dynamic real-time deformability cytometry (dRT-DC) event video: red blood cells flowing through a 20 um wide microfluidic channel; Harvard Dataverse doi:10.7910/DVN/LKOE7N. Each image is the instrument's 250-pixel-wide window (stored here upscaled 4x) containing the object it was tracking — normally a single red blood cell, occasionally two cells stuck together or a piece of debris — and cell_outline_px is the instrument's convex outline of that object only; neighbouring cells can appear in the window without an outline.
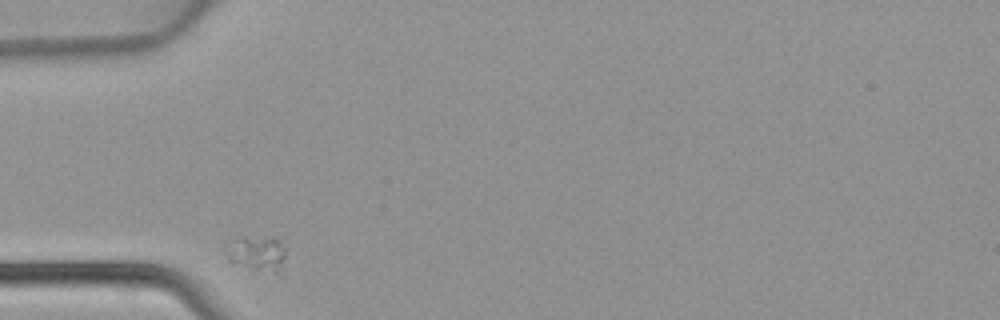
{"species": "common noctule bat (a hibernating species)", "species_latin": "Nyctalus noctula", "temperature_condition": "warm", "stored_images_in_passage": 2, "camera_frame_rate_fps": 3000, "um_per_image_px": 0.085, "animal": {"sex": "female", "body_mass_g": 22.7, "forearm_length_mm": 54.2}, "frame": {"image": 1, "passage_image": 1, "time_ms": 0.0, "image_size_px": [1000, 320], "cell_outline_px": [[284, 276], [252, 272], [228, 260], [224, 252], [228, 240], [244, 236], [280, 240], [284, 248]], "centroid_in_image_um": [21.84, 21.65], "position_along_channel_um": 63.2, "area_um2": 13.29}}
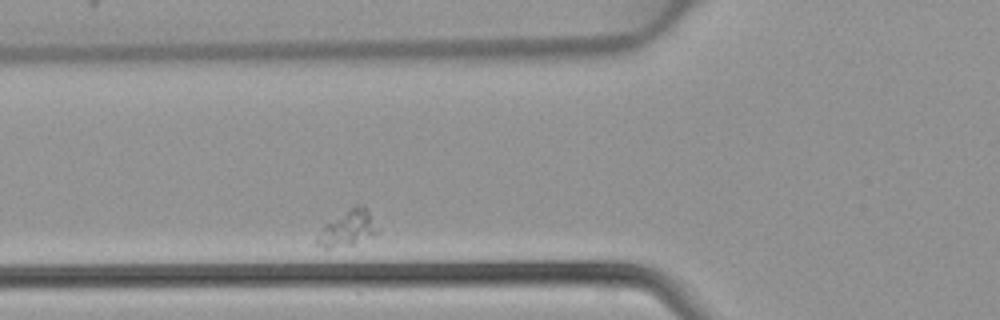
{"frame": {"image": 2, "passage_image": 2, "time_ms": 0.333, "image_size_px": [1000, 320], "cell_outline_px": [[380, 232], [352, 244], [328, 248], [324, 248], [316, 244], [316, 236], [324, 224], [356, 204], [364, 204]], "centroid_in_image_um": [29.53, 19.39], "position_along_channel_um": 96.3, "area_um2": 12.43}}